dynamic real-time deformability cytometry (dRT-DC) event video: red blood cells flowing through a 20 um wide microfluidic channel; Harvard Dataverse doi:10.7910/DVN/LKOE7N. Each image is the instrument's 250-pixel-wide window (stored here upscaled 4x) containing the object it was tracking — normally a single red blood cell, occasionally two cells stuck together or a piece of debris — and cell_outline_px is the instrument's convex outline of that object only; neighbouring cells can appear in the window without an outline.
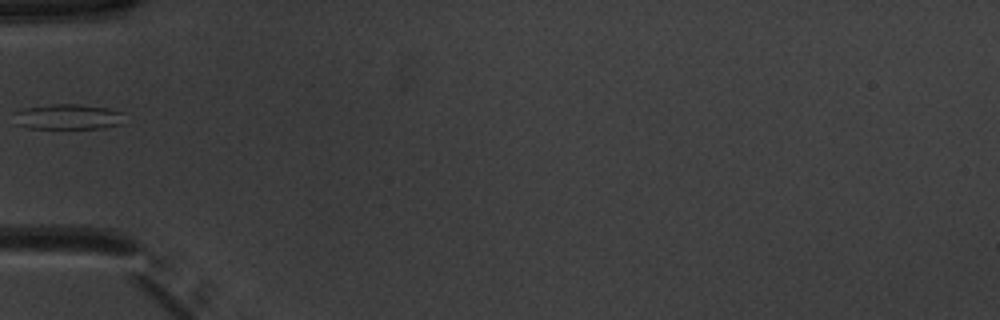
{"species": "common noctule bat (a hibernating species)", "species_latin": "Nyctalus noctula", "temperature_condition": "warm", "stored_images_in_passage": 2, "camera_frame_rate_fps": 3000, "um_per_image_px": 0.085, "animal": {"sex": "male", "body_mass_g": 20.1, "forearm_length_mm": 53.5}, "frame": {"image": 1, "passage_image": 1, "time_ms": 0.0, "image_size_px": [1000, 320], "cell_outline_px": [[120, 124], [104, 128], [28, 128], [12, 124], [12, 112], [20, 108], [52, 104], [76, 104], [108, 108], [120, 112]], "centroid_in_image_um": [5.58, 9.93], "position_along_channel_um": 79.4, "area_um2": 16.47}}